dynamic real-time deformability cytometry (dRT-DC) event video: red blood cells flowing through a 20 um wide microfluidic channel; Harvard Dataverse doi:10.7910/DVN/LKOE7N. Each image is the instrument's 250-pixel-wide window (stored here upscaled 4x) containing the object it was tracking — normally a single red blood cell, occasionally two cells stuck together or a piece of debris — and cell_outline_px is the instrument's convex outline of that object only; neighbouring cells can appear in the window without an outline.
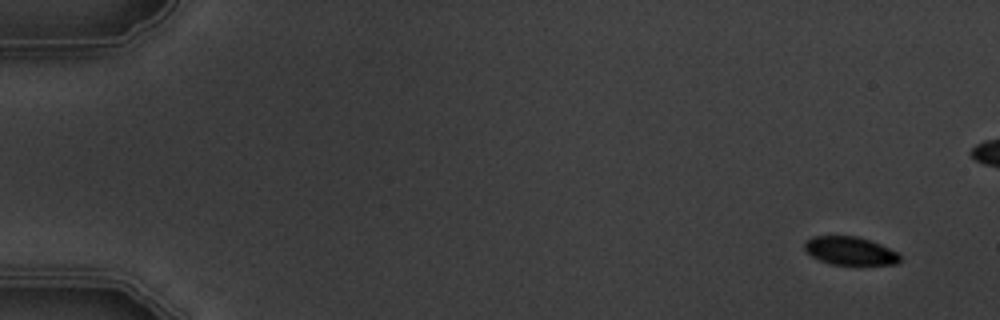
{"species": "common noctule bat (a hibernating species)", "species_latin": "Nyctalus noctula", "temperature_condition": "warm", "stored_images_in_passage": 6, "camera_frame_rate_fps": 3000, "um_per_image_px": 0.085, "animal": {"sex": "male", "body_mass_g": 19.5, "forearm_length_mm": 54.6}, "frame": {"image": 1, "passage_image": 1, "time_ms": 0.0, "image_size_px": [1000, 320], "cell_outline_px": [[900, 260], [896, 264], [856, 268], [832, 264], [820, 260], [812, 256], [804, 248], [804, 244], [812, 236], [856, 236], [880, 244], [900, 252]], "centroid_in_image_um": [72.33, 21.38], "position_along_channel_um": 12.7, "area_um2": 16.42}}